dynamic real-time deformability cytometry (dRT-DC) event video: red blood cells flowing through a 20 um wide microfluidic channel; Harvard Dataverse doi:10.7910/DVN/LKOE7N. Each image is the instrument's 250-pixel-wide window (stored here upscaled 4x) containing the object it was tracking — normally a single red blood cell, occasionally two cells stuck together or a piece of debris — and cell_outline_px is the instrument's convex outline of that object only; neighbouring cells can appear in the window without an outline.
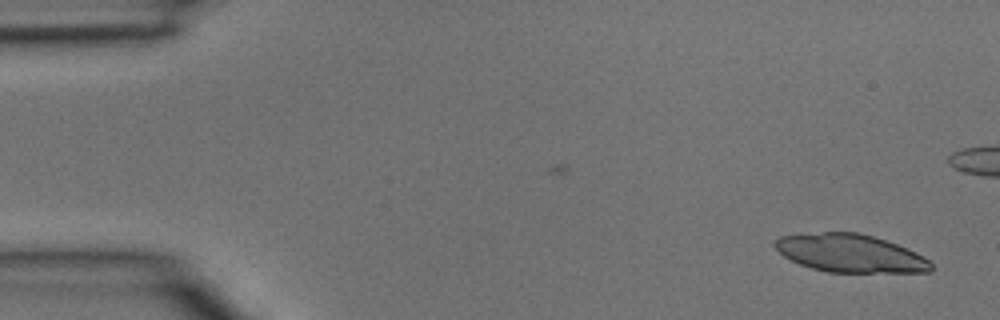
{"species": "common noctule bat (a hibernating species)", "species_latin": "Nyctalus noctula", "temperature_condition": "room temperature", "stored_images_in_passage": 6, "camera_frame_rate_fps": 3000, "um_per_image_px": 0.085, "animal": {"sex": "male", "body_mass_g": 15.6}, "frame": {"image": 1, "passage_image": 1, "time_ms": 0.0, "image_size_px": [1000, 320], "cell_outline_px": [[932, 272], [828, 272], [812, 268], [800, 264], [784, 256], [772, 244], [780, 236], [824, 232], [856, 232], [872, 236], [896, 244], [916, 252], [928, 260], [932, 264]], "centroid_in_image_um": [72.27, 21.53], "position_along_channel_um": 12.7, "area_um2": 34.22}}